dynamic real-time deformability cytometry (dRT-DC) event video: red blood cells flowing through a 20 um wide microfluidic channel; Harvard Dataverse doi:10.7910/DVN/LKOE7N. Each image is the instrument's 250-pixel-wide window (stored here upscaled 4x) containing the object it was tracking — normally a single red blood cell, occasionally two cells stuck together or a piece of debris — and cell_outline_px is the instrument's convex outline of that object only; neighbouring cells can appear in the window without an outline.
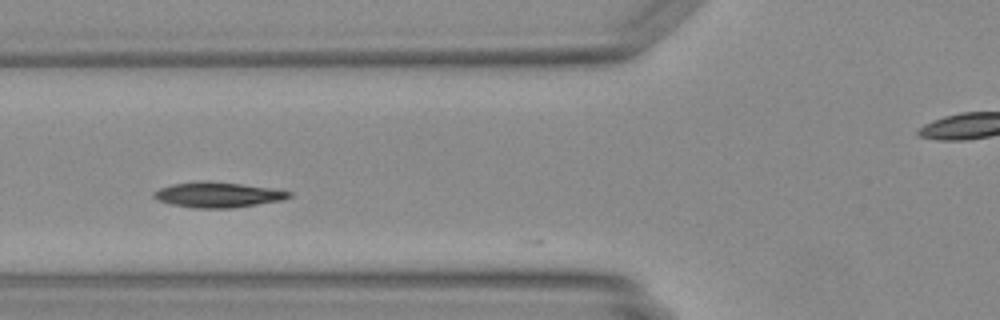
{"species": "Egyptian fruit bat (a non-hibernating species)", "species_latin": "Rousettus aegyptiacus", "temperature_condition": "warm", "stored_images_in_passage": 7, "camera_frame_rate_fps": 3000, "um_per_image_px": 0.085, "animal": {"sex": "female"}, "frame": {"image": 1, "passage_image": 2, "time_ms": 0.333, "image_size_px": [1000, 320], "cell_outline_px": [[292, 196], [284, 200], [232, 208], [192, 208], [172, 204], [156, 200], [152, 196], [152, 192], [160, 188], [172, 184], [204, 180], [208, 180], [280, 188], [292, 192]], "centroid_in_image_um": [18.57, 16.54], "position_along_channel_um": 107.2, "area_um2": 20.46}}
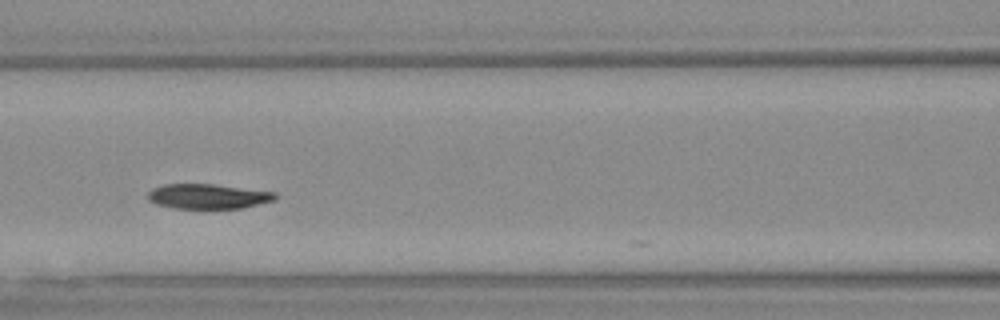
{"frame": {"image": 2, "passage_image": 5, "time_ms": 1.333, "image_size_px": [1000, 320], "cell_outline_px": [[280, 196], [276, 200], [244, 208], [172, 208], [156, 204], [148, 200], [148, 192], [152, 188], [164, 184], [212, 184], [276, 192]], "centroid_in_image_um": [17.71, 16.69], "position_along_channel_um": 148.9, "area_um2": 18.61}}